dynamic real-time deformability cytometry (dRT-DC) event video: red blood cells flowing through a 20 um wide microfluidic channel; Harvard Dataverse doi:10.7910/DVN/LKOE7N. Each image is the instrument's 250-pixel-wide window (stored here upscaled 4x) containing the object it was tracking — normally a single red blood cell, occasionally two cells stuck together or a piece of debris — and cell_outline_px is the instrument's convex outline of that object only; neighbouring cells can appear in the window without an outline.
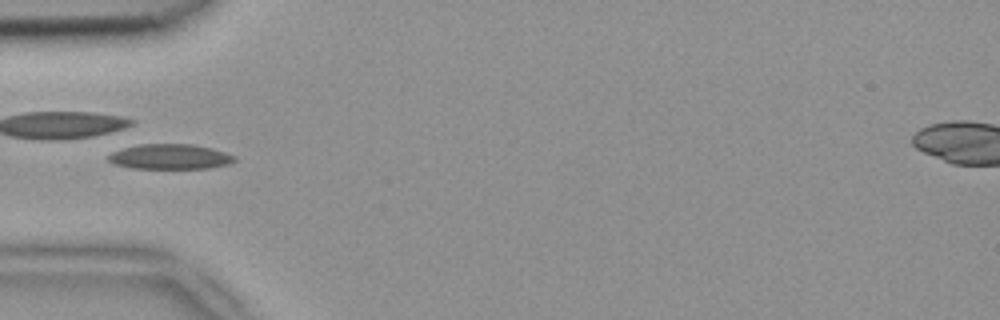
{"species": "common noctule bat (a hibernating species)", "species_latin": "Nyctalus noctula", "temperature_condition": "room temperature", "stored_images_in_passage": 6, "camera_frame_rate_fps": 3000, "um_per_image_px": 0.085, "animal": {"sex": "female", "body_mass_g": 18.4}, "frame": {"image": 1, "passage_image": 5, "time_ms": 1.333, "image_size_px": [1000, 320], "cell_outline_px": [[236, 160], [228, 164], [208, 168], [132, 168], [116, 164], [108, 160], [108, 156], [112, 152], [124, 148], [140, 144], [192, 144], [212, 148], [236, 156]], "centroid_in_image_um": [14.48, 13.31], "position_along_channel_um": 70.5, "area_um2": 18.26}}